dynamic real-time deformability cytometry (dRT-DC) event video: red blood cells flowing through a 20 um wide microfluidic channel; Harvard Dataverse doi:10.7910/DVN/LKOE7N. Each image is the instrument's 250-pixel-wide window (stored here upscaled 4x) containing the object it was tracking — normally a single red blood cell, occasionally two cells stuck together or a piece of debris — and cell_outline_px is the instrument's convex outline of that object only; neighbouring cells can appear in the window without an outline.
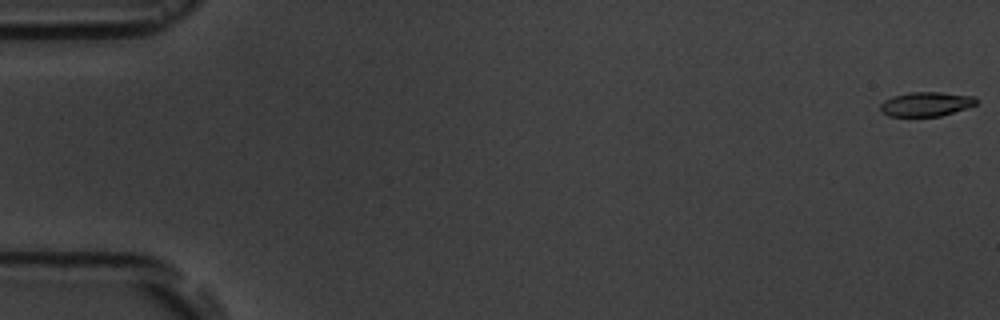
{"species": "common noctule bat (a hibernating species)", "species_latin": "Nyctalus noctula", "temperature_condition": "room temperature", "stored_images_in_passage": 4, "camera_frame_rate_fps": 3000, "um_per_image_px": 0.085, "animal": {"sex": "male", "body_mass_g": 19.5, "forearm_length_mm": 54.6}, "frame": {"image": 1, "passage_image": 1, "time_ms": 0.0, "image_size_px": [1000, 320], "cell_outline_px": [[976, 104], [940, 116], [888, 116], [880, 112], [880, 104], [884, 100], [892, 96], [908, 92], [940, 92], [976, 96]], "centroid_in_image_um": [78.66, 8.84], "position_along_channel_um": 6.3, "area_um2": 13.58}}